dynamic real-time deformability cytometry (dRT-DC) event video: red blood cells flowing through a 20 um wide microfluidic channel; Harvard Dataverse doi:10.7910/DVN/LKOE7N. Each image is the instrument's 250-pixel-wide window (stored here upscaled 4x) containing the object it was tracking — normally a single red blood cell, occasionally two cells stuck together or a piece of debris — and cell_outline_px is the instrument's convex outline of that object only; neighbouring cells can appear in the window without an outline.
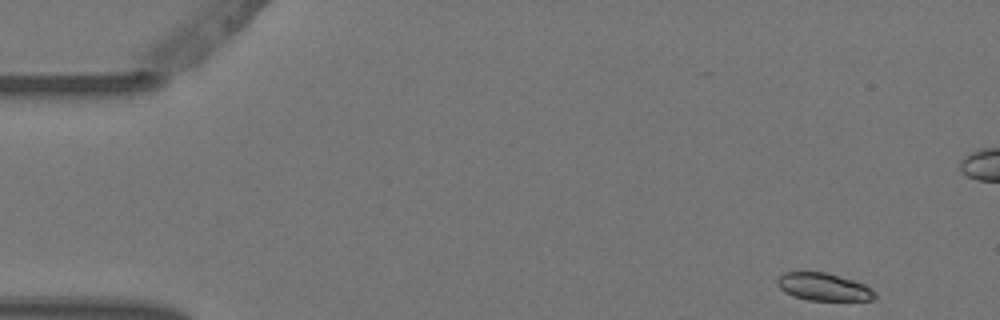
{"species": "Egyptian fruit bat (a non-hibernating species)", "species_latin": "Rousettus aegyptiacus", "temperature_condition": "warm", "stored_images_in_passage": 5, "camera_frame_rate_fps": 3000, "um_per_image_px": 0.085, "animal": {"sex": "female"}, "frame": {"image": 1, "passage_image": 1, "time_ms": 0.0, "image_size_px": [1000, 320], "cell_outline_px": [[876, 296], [872, 300], [808, 300], [792, 296], [784, 292], [776, 284], [776, 280], [784, 272], [824, 272], [852, 280], [864, 284], [872, 288], [876, 292]], "centroid_in_image_um": [69.99, 24.39], "position_along_channel_um": 15.0, "area_um2": 15.66}}